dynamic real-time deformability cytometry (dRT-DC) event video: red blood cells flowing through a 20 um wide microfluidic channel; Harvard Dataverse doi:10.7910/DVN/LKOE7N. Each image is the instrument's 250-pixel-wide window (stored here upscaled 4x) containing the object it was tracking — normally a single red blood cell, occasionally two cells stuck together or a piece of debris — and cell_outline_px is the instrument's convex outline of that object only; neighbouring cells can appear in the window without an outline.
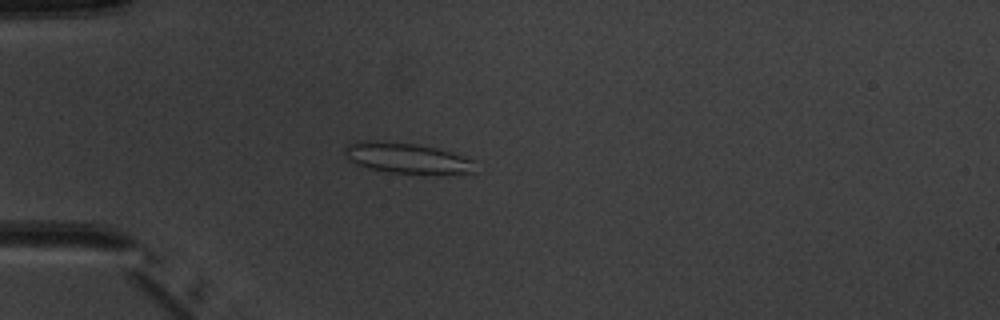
{"species": "common noctule bat (a hibernating species)", "species_latin": "Nyctalus noctula", "temperature_condition": "warm", "stored_images_in_passage": 4, "camera_frame_rate_fps": 3000, "um_per_image_px": 0.085, "animal": {"sex": "male", "body_mass_g": 20.1, "forearm_length_mm": 53.5}, "frame": {"image": 1, "passage_image": 4, "time_ms": 3.333, "image_size_px": [1000, 320], "cell_outline_px": [[476, 160], [472, 172], [436, 176], [388, 172], [356, 164], [348, 160], [344, 152], [344, 148], [348, 144], [364, 140], [376, 140], [412, 144], [436, 148], [452, 152]], "centroid_in_image_um": [34.63, 13.47], "position_along_channel_um": 50.4, "area_um2": 23.7}}